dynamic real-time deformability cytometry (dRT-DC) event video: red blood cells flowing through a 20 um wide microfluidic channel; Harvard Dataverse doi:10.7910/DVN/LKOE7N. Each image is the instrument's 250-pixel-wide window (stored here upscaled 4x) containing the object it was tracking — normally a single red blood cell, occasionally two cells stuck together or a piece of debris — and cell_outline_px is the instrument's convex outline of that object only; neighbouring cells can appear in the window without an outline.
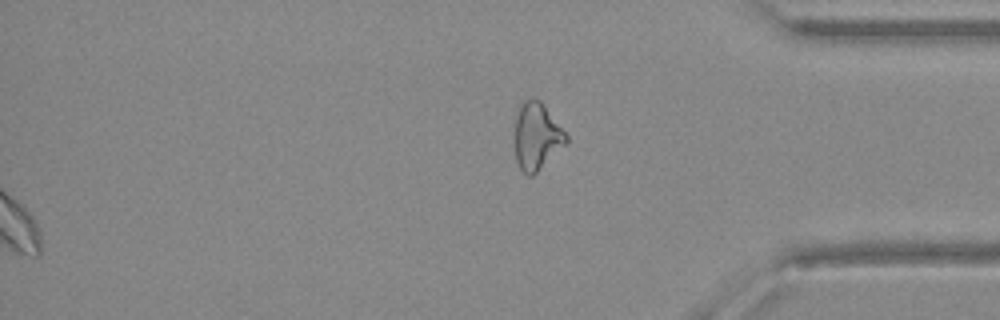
{"species": "Egyptian fruit bat (a non-hibernating species)", "species_latin": "Rousettus aegyptiacus", "temperature_condition": "warm", "stored_images_in_passage": 35, "segment_of_instrument_passage": [2, 2], "camera_frame_rate_fps": 3000, "um_per_image_px": 0.085, "animal": {"sex": "female"}, "frame": {"image": 1, "passage_image": 35, "time_ms": 11.333, "image_size_px": [1000, 320], "cell_outline_px": [[568, 140], [532, 176], [528, 176], [520, 168], [516, 160], [516, 116], [520, 104], [524, 100], [532, 96], [540, 100], [568, 136]], "centroid_in_image_um": [45.6, 11.54], "position_along_channel_um": 389.6, "area_um2": 19.54}}